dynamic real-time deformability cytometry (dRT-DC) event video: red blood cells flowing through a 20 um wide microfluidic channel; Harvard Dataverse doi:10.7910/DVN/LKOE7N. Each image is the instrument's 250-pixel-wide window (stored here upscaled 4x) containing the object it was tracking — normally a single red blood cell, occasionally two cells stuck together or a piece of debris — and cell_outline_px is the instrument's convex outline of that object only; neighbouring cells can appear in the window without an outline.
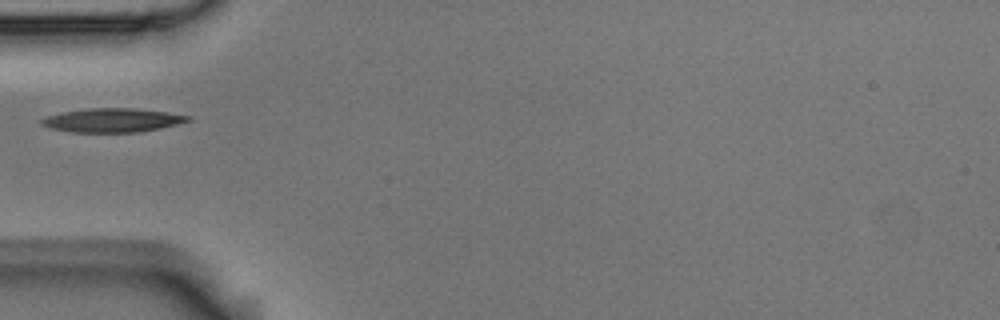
{"species": "Egyptian fruit bat (a non-hibernating species)", "species_latin": "Rousettus aegyptiacus", "temperature_condition": "room temperature", "stored_images_in_passage": 6, "camera_frame_rate_fps": 3000, "um_per_image_px": 0.085, "animal": {"sex": "male"}, "frame": {"image": 1, "passage_image": 1, "time_ms": 0.0, "image_size_px": [1000, 320], "cell_outline_px": [[192, 120], [160, 128], [136, 132], [72, 132], [48, 128], [40, 124], [40, 120], [48, 116], [60, 112], [88, 108], [136, 108], [192, 116]], "centroid_in_image_um": [9.52, 10.21], "position_along_channel_um": 75.5, "area_um2": 20.35}}
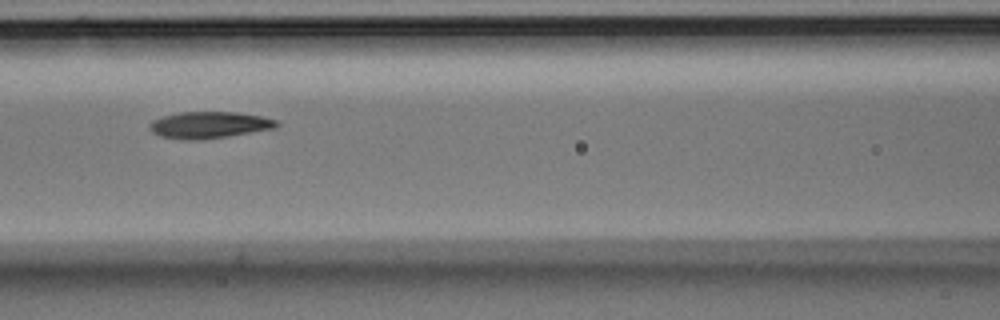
{"frame": {"image": 2, "passage_image": 3, "time_ms": 0.667, "image_size_px": [1000, 320], "cell_outline_px": [[280, 124], [276, 128], [228, 136], [200, 140], [180, 140], [160, 136], [152, 132], [148, 128], [148, 124], [152, 120], [164, 116], [180, 112], [236, 112], [260, 116], [280, 120]], "centroid_in_image_um": [17.78, 10.63], "position_along_channel_um": 148.8, "area_um2": 19.94}}
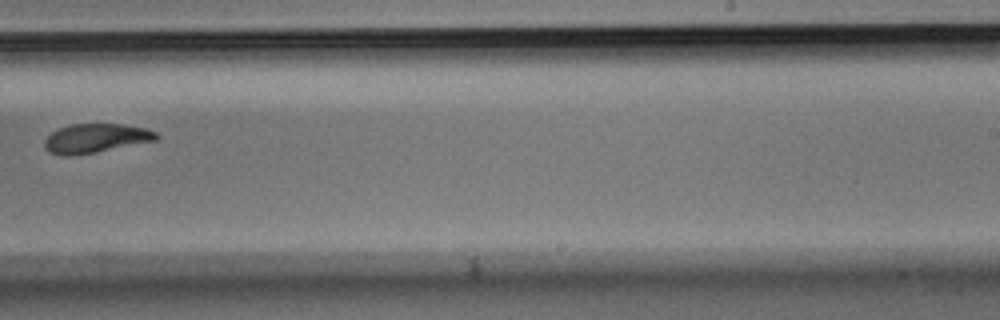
{"frame": {"image": 3, "passage_image": 6, "time_ms": 1.667, "image_size_px": [1000, 320], "cell_outline_px": [[160, 136], [156, 140], [96, 152], [72, 156], [60, 156], [48, 152], [44, 148], [44, 140], [52, 132], [60, 128], [72, 124], [124, 124], [144, 128], [156, 132]], "centroid_in_image_um": [8.1, 11.76], "position_along_channel_um": 280.9, "area_um2": 18.96}}